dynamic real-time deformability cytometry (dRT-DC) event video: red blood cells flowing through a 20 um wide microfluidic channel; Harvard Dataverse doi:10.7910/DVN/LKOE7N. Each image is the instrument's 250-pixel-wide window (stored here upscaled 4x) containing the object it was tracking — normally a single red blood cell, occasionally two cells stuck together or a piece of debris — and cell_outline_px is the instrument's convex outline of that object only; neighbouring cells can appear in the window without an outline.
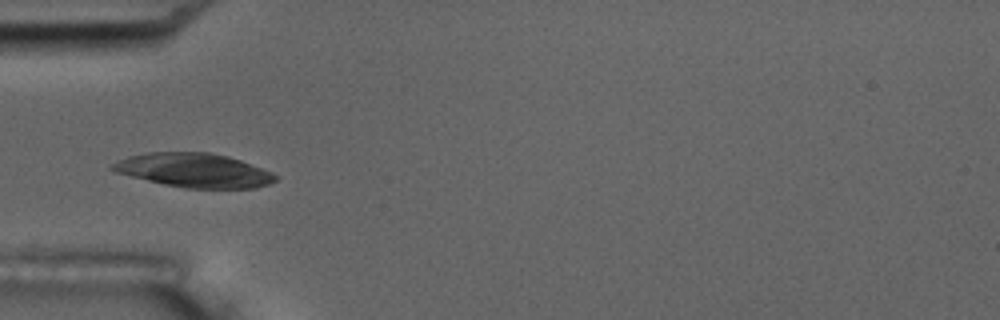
{"species": "common noctule bat (a hibernating species)", "species_latin": "Nyctalus noctula", "temperature_condition": "room temperature", "stored_images_in_passage": 13, "camera_frame_rate_fps": 3000, "um_per_image_px": 0.085, "animal": {"sex": "male", "body_mass_g": 17.5, "forearm_length_mm": 52.3}, "frame": {"image": 1, "passage_image": 6, "time_ms": 5.667, "image_size_px": [1000, 320], "cell_outline_px": [[280, 176], [276, 180], [268, 184], [256, 188], [188, 188], [164, 184], [116, 172], [108, 168], [108, 164], [116, 160], [128, 156], [148, 152], [208, 152], [228, 156], [240, 160], [272, 172]], "centroid_in_image_um": [16.48, 14.47], "position_along_channel_um": 68.5, "area_um2": 32.37}}